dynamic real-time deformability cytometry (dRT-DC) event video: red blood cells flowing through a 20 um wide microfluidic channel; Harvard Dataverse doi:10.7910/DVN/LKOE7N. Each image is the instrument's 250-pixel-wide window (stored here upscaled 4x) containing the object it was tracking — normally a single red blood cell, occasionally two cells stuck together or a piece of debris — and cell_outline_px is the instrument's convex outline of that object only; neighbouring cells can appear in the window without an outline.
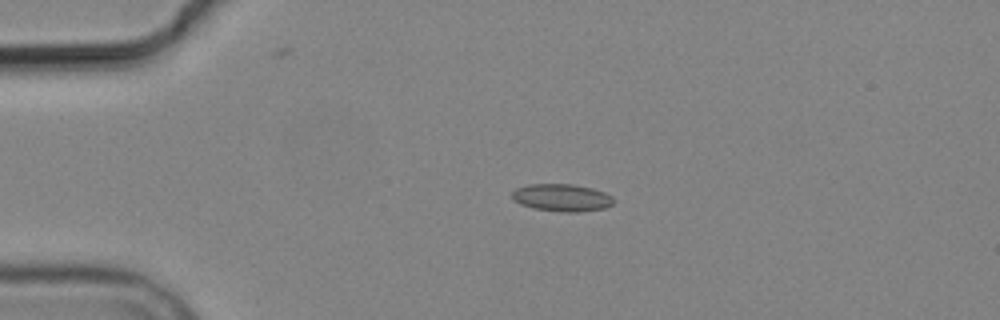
{"species": "common noctule bat (a hibernating species)", "species_latin": "Nyctalus noctula", "temperature_condition": "cold", "stored_images_in_passage": 2, "camera_frame_rate_fps": 3000, "um_per_image_px": 0.085, "animal": {"sex": "male", "body_mass_g": 19.2, "forearm_length_mm": 51.8}, "frame": {"image": 1, "passage_image": 1, "time_ms": 0.0, "image_size_px": [1000, 320], "cell_outline_px": [[616, 200], [612, 204], [604, 208], [576, 212], [568, 212], [536, 208], [520, 204], [512, 200], [512, 192], [516, 188], [528, 184], [572, 184], [592, 188], [604, 192], [612, 196]], "centroid_in_image_um": [47.76, 16.78], "position_along_channel_um": 37.2, "area_um2": 16.13}}